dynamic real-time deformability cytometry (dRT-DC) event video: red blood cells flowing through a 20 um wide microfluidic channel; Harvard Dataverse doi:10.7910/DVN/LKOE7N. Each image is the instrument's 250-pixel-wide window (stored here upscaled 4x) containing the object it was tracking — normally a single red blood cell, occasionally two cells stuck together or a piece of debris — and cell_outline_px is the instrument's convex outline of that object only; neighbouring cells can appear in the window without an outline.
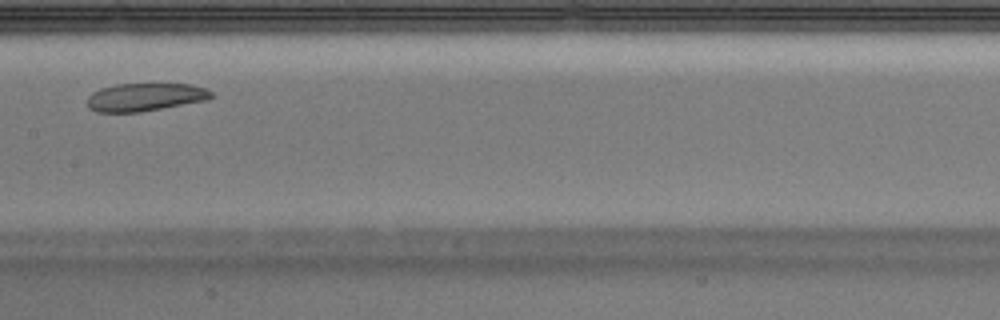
{"species": "Egyptian fruit bat (a non-hibernating species)", "species_latin": "Rousettus aegyptiacus", "temperature_condition": "warm", "stored_images_in_passage": 26, "camera_frame_rate_fps": 3000, "um_per_image_px": 0.085, "animal": {"sex": "male"}, "frame": {"image": 1, "passage_image": 12, "time_ms": 3.667, "image_size_px": [1000, 320], "cell_outline_px": [[212, 96], [208, 100], [140, 112], [96, 112], [88, 108], [88, 96], [92, 92], [100, 88], [116, 84], [192, 84], [204, 88], [212, 92]], "centroid_in_image_um": [12.31, 8.25], "position_along_channel_um": 195.1, "area_um2": 20.23}}